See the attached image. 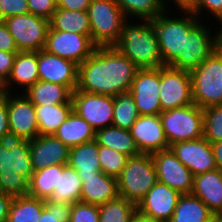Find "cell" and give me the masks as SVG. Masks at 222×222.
I'll return each instance as SVG.
<instances>
[{
  "label": "cell",
  "instance_id": "cell-13",
  "mask_svg": "<svg viewBox=\"0 0 222 222\" xmlns=\"http://www.w3.org/2000/svg\"><path fill=\"white\" fill-rule=\"evenodd\" d=\"M71 100L73 111L95 130L112 125L114 97L74 91Z\"/></svg>",
  "mask_w": 222,
  "mask_h": 222
},
{
  "label": "cell",
  "instance_id": "cell-28",
  "mask_svg": "<svg viewBox=\"0 0 222 222\" xmlns=\"http://www.w3.org/2000/svg\"><path fill=\"white\" fill-rule=\"evenodd\" d=\"M95 141L98 146L111 148L129 157L140 154L130 130L120 127L111 125L96 130Z\"/></svg>",
  "mask_w": 222,
  "mask_h": 222
},
{
  "label": "cell",
  "instance_id": "cell-16",
  "mask_svg": "<svg viewBox=\"0 0 222 222\" xmlns=\"http://www.w3.org/2000/svg\"><path fill=\"white\" fill-rule=\"evenodd\" d=\"M170 149L194 177L217 169L211 143L204 137L176 142Z\"/></svg>",
  "mask_w": 222,
  "mask_h": 222
},
{
  "label": "cell",
  "instance_id": "cell-5",
  "mask_svg": "<svg viewBox=\"0 0 222 222\" xmlns=\"http://www.w3.org/2000/svg\"><path fill=\"white\" fill-rule=\"evenodd\" d=\"M193 104L222 105V46L190 71Z\"/></svg>",
  "mask_w": 222,
  "mask_h": 222
},
{
  "label": "cell",
  "instance_id": "cell-44",
  "mask_svg": "<svg viewBox=\"0 0 222 222\" xmlns=\"http://www.w3.org/2000/svg\"><path fill=\"white\" fill-rule=\"evenodd\" d=\"M29 12L50 20L57 9V0H28Z\"/></svg>",
  "mask_w": 222,
  "mask_h": 222
},
{
  "label": "cell",
  "instance_id": "cell-45",
  "mask_svg": "<svg viewBox=\"0 0 222 222\" xmlns=\"http://www.w3.org/2000/svg\"><path fill=\"white\" fill-rule=\"evenodd\" d=\"M17 53L0 50V87L7 81Z\"/></svg>",
  "mask_w": 222,
  "mask_h": 222
},
{
  "label": "cell",
  "instance_id": "cell-24",
  "mask_svg": "<svg viewBox=\"0 0 222 222\" xmlns=\"http://www.w3.org/2000/svg\"><path fill=\"white\" fill-rule=\"evenodd\" d=\"M82 189L80 201L100 205L119 196L117 179L99 172L95 177L80 178Z\"/></svg>",
  "mask_w": 222,
  "mask_h": 222
},
{
  "label": "cell",
  "instance_id": "cell-37",
  "mask_svg": "<svg viewBox=\"0 0 222 222\" xmlns=\"http://www.w3.org/2000/svg\"><path fill=\"white\" fill-rule=\"evenodd\" d=\"M139 116L134 97L130 92L120 93L114 97L113 126L130 130Z\"/></svg>",
  "mask_w": 222,
  "mask_h": 222
},
{
  "label": "cell",
  "instance_id": "cell-34",
  "mask_svg": "<svg viewBox=\"0 0 222 222\" xmlns=\"http://www.w3.org/2000/svg\"><path fill=\"white\" fill-rule=\"evenodd\" d=\"M44 200L30 195L13 197L6 222H38Z\"/></svg>",
  "mask_w": 222,
  "mask_h": 222
},
{
  "label": "cell",
  "instance_id": "cell-41",
  "mask_svg": "<svg viewBox=\"0 0 222 222\" xmlns=\"http://www.w3.org/2000/svg\"><path fill=\"white\" fill-rule=\"evenodd\" d=\"M69 222H99V205L82 201L72 204Z\"/></svg>",
  "mask_w": 222,
  "mask_h": 222
},
{
  "label": "cell",
  "instance_id": "cell-10",
  "mask_svg": "<svg viewBox=\"0 0 222 222\" xmlns=\"http://www.w3.org/2000/svg\"><path fill=\"white\" fill-rule=\"evenodd\" d=\"M159 87L162 112L193 104L190 71L160 66Z\"/></svg>",
  "mask_w": 222,
  "mask_h": 222
},
{
  "label": "cell",
  "instance_id": "cell-18",
  "mask_svg": "<svg viewBox=\"0 0 222 222\" xmlns=\"http://www.w3.org/2000/svg\"><path fill=\"white\" fill-rule=\"evenodd\" d=\"M209 28L199 22L186 35L185 70L198 67L207 57L222 46V28L216 35H211Z\"/></svg>",
  "mask_w": 222,
  "mask_h": 222
},
{
  "label": "cell",
  "instance_id": "cell-30",
  "mask_svg": "<svg viewBox=\"0 0 222 222\" xmlns=\"http://www.w3.org/2000/svg\"><path fill=\"white\" fill-rule=\"evenodd\" d=\"M39 135H54L73 110L72 100L55 105H35Z\"/></svg>",
  "mask_w": 222,
  "mask_h": 222
},
{
  "label": "cell",
  "instance_id": "cell-14",
  "mask_svg": "<svg viewBox=\"0 0 222 222\" xmlns=\"http://www.w3.org/2000/svg\"><path fill=\"white\" fill-rule=\"evenodd\" d=\"M151 156L156 169L157 181L166 184L181 195L191 194L194 176L170 148L155 152Z\"/></svg>",
  "mask_w": 222,
  "mask_h": 222
},
{
  "label": "cell",
  "instance_id": "cell-27",
  "mask_svg": "<svg viewBox=\"0 0 222 222\" xmlns=\"http://www.w3.org/2000/svg\"><path fill=\"white\" fill-rule=\"evenodd\" d=\"M216 215L198 197L181 195L168 222H212Z\"/></svg>",
  "mask_w": 222,
  "mask_h": 222
},
{
  "label": "cell",
  "instance_id": "cell-2",
  "mask_svg": "<svg viewBox=\"0 0 222 222\" xmlns=\"http://www.w3.org/2000/svg\"><path fill=\"white\" fill-rule=\"evenodd\" d=\"M33 172L29 140L0 141V191L11 197L27 195Z\"/></svg>",
  "mask_w": 222,
  "mask_h": 222
},
{
  "label": "cell",
  "instance_id": "cell-38",
  "mask_svg": "<svg viewBox=\"0 0 222 222\" xmlns=\"http://www.w3.org/2000/svg\"><path fill=\"white\" fill-rule=\"evenodd\" d=\"M98 155L101 172L116 179L120 176L129 159V156L104 146H99Z\"/></svg>",
  "mask_w": 222,
  "mask_h": 222
},
{
  "label": "cell",
  "instance_id": "cell-33",
  "mask_svg": "<svg viewBox=\"0 0 222 222\" xmlns=\"http://www.w3.org/2000/svg\"><path fill=\"white\" fill-rule=\"evenodd\" d=\"M65 165H51L34 171L29 180L28 195L42 200L51 198L55 186H58L59 172Z\"/></svg>",
  "mask_w": 222,
  "mask_h": 222
},
{
  "label": "cell",
  "instance_id": "cell-43",
  "mask_svg": "<svg viewBox=\"0 0 222 222\" xmlns=\"http://www.w3.org/2000/svg\"><path fill=\"white\" fill-rule=\"evenodd\" d=\"M207 9L222 25V0H196L194 5L189 9L195 16L199 17L201 10Z\"/></svg>",
  "mask_w": 222,
  "mask_h": 222
},
{
  "label": "cell",
  "instance_id": "cell-53",
  "mask_svg": "<svg viewBox=\"0 0 222 222\" xmlns=\"http://www.w3.org/2000/svg\"><path fill=\"white\" fill-rule=\"evenodd\" d=\"M212 222H222V217L216 216V218Z\"/></svg>",
  "mask_w": 222,
  "mask_h": 222
},
{
  "label": "cell",
  "instance_id": "cell-25",
  "mask_svg": "<svg viewBox=\"0 0 222 222\" xmlns=\"http://www.w3.org/2000/svg\"><path fill=\"white\" fill-rule=\"evenodd\" d=\"M99 146L95 140L70 148L68 165L74 168L80 178L95 177L101 172Z\"/></svg>",
  "mask_w": 222,
  "mask_h": 222
},
{
  "label": "cell",
  "instance_id": "cell-21",
  "mask_svg": "<svg viewBox=\"0 0 222 222\" xmlns=\"http://www.w3.org/2000/svg\"><path fill=\"white\" fill-rule=\"evenodd\" d=\"M70 148L55 135H38L30 140L33 171L51 165H67Z\"/></svg>",
  "mask_w": 222,
  "mask_h": 222
},
{
  "label": "cell",
  "instance_id": "cell-52",
  "mask_svg": "<svg viewBox=\"0 0 222 222\" xmlns=\"http://www.w3.org/2000/svg\"><path fill=\"white\" fill-rule=\"evenodd\" d=\"M130 222H155L150 218L140 215L138 212L132 217Z\"/></svg>",
  "mask_w": 222,
  "mask_h": 222
},
{
  "label": "cell",
  "instance_id": "cell-12",
  "mask_svg": "<svg viewBox=\"0 0 222 222\" xmlns=\"http://www.w3.org/2000/svg\"><path fill=\"white\" fill-rule=\"evenodd\" d=\"M7 100L10 138L32 140L39 135L35 105L25 96L0 92Z\"/></svg>",
  "mask_w": 222,
  "mask_h": 222
},
{
  "label": "cell",
  "instance_id": "cell-40",
  "mask_svg": "<svg viewBox=\"0 0 222 222\" xmlns=\"http://www.w3.org/2000/svg\"><path fill=\"white\" fill-rule=\"evenodd\" d=\"M72 204L44 200V208L38 222H69Z\"/></svg>",
  "mask_w": 222,
  "mask_h": 222
},
{
  "label": "cell",
  "instance_id": "cell-8",
  "mask_svg": "<svg viewBox=\"0 0 222 222\" xmlns=\"http://www.w3.org/2000/svg\"><path fill=\"white\" fill-rule=\"evenodd\" d=\"M159 116L169 146L203 137V109L195 104L166 110Z\"/></svg>",
  "mask_w": 222,
  "mask_h": 222
},
{
  "label": "cell",
  "instance_id": "cell-4",
  "mask_svg": "<svg viewBox=\"0 0 222 222\" xmlns=\"http://www.w3.org/2000/svg\"><path fill=\"white\" fill-rule=\"evenodd\" d=\"M186 14L189 16L185 18H168L164 12L150 20L158 37L163 66L185 70L186 35L200 20L189 10Z\"/></svg>",
  "mask_w": 222,
  "mask_h": 222
},
{
  "label": "cell",
  "instance_id": "cell-48",
  "mask_svg": "<svg viewBox=\"0 0 222 222\" xmlns=\"http://www.w3.org/2000/svg\"><path fill=\"white\" fill-rule=\"evenodd\" d=\"M91 0H57V8L65 10L88 11Z\"/></svg>",
  "mask_w": 222,
  "mask_h": 222
},
{
  "label": "cell",
  "instance_id": "cell-6",
  "mask_svg": "<svg viewBox=\"0 0 222 222\" xmlns=\"http://www.w3.org/2000/svg\"><path fill=\"white\" fill-rule=\"evenodd\" d=\"M157 182L156 169L151 154L129 157L126 166L117 178L120 197L136 205Z\"/></svg>",
  "mask_w": 222,
  "mask_h": 222
},
{
  "label": "cell",
  "instance_id": "cell-11",
  "mask_svg": "<svg viewBox=\"0 0 222 222\" xmlns=\"http://www.w3.org/2000/svg\"><path fill=\"white\" fill-rule=\"evenodd\" d=\"M96 47L87 35L54 30L50 26L43 50L79 66L94 52Z\"/></svg>",
  "mask_w": 222,
  "mask_h": 222
},
{
  "label": "cell",
  "instance_id": "cell-15",
  "mask_svg": "<svg viewBox=\"0 0 222 222\" xmlns=\"http://www.w3.org/2000/svg\"><path fill=\"white\" fill-rule=\"evenodd\" d=\"M160 67L138 68L131 83L130 93L134 97L139 115H160L159 98Z\"/></svg>",
  "mask_w": 222,
  "mask_h": 222
},
{
  "label": "cell",
  "instance_id": "cell-49",
  "mask_svg": "<svg viewBox=\"0 0 222 222\" xmlns=\"http://www.w3.org/2000/svg\"><path fill=\"white\" fill-rule=\"evenodd\" d=\"M13 197L0 191V222H6Z\"/></svg>",
  "mask_w": 222,
  "mask_h": 222
},
{
  "label": "cell",
  "instance_id": "cell-17",
  "mask_svg": "<svg viewBox=\"0 0 222 222\" xmlns=\"http://www.w3.org/2000/svg\"><path fill=\"white\" fill-rule=\"evenodd\" d=\"M181 194L157 181L137 204V212L155 222H168Z\"/></svg>",
  "mask_w": 222,
  "mask_h": 222
},
{
  "label": "cell",
  "instance_id": "cell-47",
  "mask_svg": "<svg viewBox=\"0 0 222 222\" xmlns=\"http://www.w3.org/2000/svg\"><path fill=\"white\" fill-rule=\"evenodd\" d=\"M0 50L14 53L19 52L14 38L7 29L3 20H0Z\"/></svg>",
  "mask_w": 222,
  "mask_h": 222
},
{
  "label": "cell",
  "instance_id": "cell-3",
  "mask_svg": "<svg viewBox=\"0 0 222 222\" xmlns=\"http://www.w3.org/2000/svg\"><path fill=\"white\" fill-rule=\"evenodd\" d=\"M128 20L123 24L119 41L114 47L138 68L163 66L158 37L150 20L138 25L128 24Z\"/></svg>",
  "mask_w": 222,
  "mask_h": 222
},
{
  "label": "cell",
  "instance_id": "cell-23",
  "mask_svg": "<svg viewBox=\"0 0 222 222\" xmlns=\"http://www.w3.org/2000/svg\"><path fill=\"white\" fill-rule=\"evenodd\" d=\"M39 81L38 51H19L14 59L7 81L0 87V92L9 93L12 83L23 86L25 90Z\"/></svg>",
  "mask_w": 222,
  "mask_h": 222
},
{
  "label": "cell",
  "instance_id": "cell-9",
  "mask_svg": "<svg viewBox=\"0 0 222 222\" xmlns=\"http://www.w3.org/2000/svg\"><path fill=\"white\" fill-rule=\"evenodd\" d=\"M19 51H40L46 43L50 21L31 13L3 20Z\"/></svg>",
  "mask_w": 222,
  "mask_h": 222
},
{
  "label": "cell",
  "instance_id": "cell-42",
  "mask_svg": "<svg viewBox=\"0 0 222 222\" xmlns=\"http://www.w3.org/2000/svg\"><path fill=\"white\" fill-rule=\"evenodd\" d=\"M28 13V0H0V20Z\"/></svg>",
  "mask_w": 222,
  "mask_h": 222
},
{
  "label": "cell",
  "instance_id": "cell-19",
  "mask_svg": "<svg viewBox=\"0 0 222 222\" xmlns=\"http://www.w3.org/2000/svg\"><path fill=\"white\" fill-rule=\"evenodd\" d=\"M39 80L66 86L72 93L78 85V65L57 55L38 51Z\"/></svg>",
  "mask_w": 222,
  "mask_h": 222
},
{
  "label": "cell",
  "instance_id": "cell-7",
  "mask_svg": "<svg viewBox=\"0 0 222 222\" xmlns=\"http://www.w3.org/2000/svg\"><path fill=\"white\" fill-rule=\"evenodd\" d=\"M91 39L97 47L114 46L126 17L115 0H91L88 8Z\"/></svg>",
  "mask_w": 222,
  "mask_h": 222
},
{
  "label": "cell",
  "instance_id": "cell-1",
  "mask_svg": "<svg viewBox=\"0 0 222 222\" xmlns=\"http://www.w3.org/2000/svg\"><path fill=\"white\" fill-rule=\"evenodd\" d=\"M138 67L114 46L96 47L78 66L75 91L115 97L129 92Z\"/></svg>",
  "mask_w": 222,
  "mask_h": 222
},
{
  "label": "cell",
  "instance_id": "cell-22",
  "mask_svg": "<svg viewBox=\"0 0 222 222\" xmlns=\"http://www.w3.org/2000/svg\"><path fill=\"white\" fill-rule=\"evenodd\" d=\"M192 195L201 199L216 215L222 217V171L215 169L194 177Z\"/></svg>",
  "mask_w": 222,
  "mask_h": 222
},
{
  "label": "cell",
  "instance_id": "cell-20",
  "mask_svg": "<svg viewBox=\"0 0 222 222\" xmlns=\"http://www.w3.org/2000/svg\"><path fill=\"white\" fill-rule=\"evenodd\" d=\"M130 132L140 153L153 154L170 148L159 115H140Z\"/></svg>",
  "mask_w": 222,
  "mask_h": 222
},
{
  "label": "cell",
  "instance_id": "cell-39",
  "mask_svg": "<svg viewBox=\"0 0 222 222\" xmlns=\"http://www.w3.org/2000/svg\"><path fill=\"white\" fill-rule=\"evenodd\" d=\"M203 114V137L210 143L222 141V105L206 107Z\"/></svg>",
  "mask_w": 222,
  "mask_h": 222
},
{
  "label": "cell",
  "instance_id": "cell-36",
  "mask_svg": "<svg viewBox=\"0 0 222 222\" xmlns=\"http://www.w3.org/2000/svg\"><path fill=\"white\" fill-rule=\"evenodd\" d=\"M137 213V205L118 196L99 205V222H130Z\"/></svg>",
  "mask_w": 222,
  "mask_h": 222
},
{
  "label": "cell",
  "instance_id": "cell-29",
  "mask_svg": "<svg viewBox=\"0 0 222 222\" xmlns=\"http://www.w3.org/2000/svg\"><path fill=\"white\" fill-rule=\"evenodd\" d=\"M25 91L23 94L34 105L67 103L72 96V92L66 86L42 80L37 81Z\"/></svg>",
  "mask_w": 222,
  "mask_h": 222
},
{
  "label": "cell",
  "instance_id": "cell-31",
  "mask_svg": "<svg viewBox=\"0 0 222 222\" xmlns=\"http://www.w3.org/2000/svg\"><path fill=\"white\" fill-rule=\"evenodd\" d=\"M82 181L77 171L68 164L59 172L58 186L49 200L59 203L74 204L80 201Z\"/></svg>",
  "mask_w": 222,
  "mask_h": 222
},
{
  "label": "cell",
  "instance_id": "cell-51",
  "mask_svg": "<svg viewBox=\"0 0 222 222\" xmlns=\"http://www.w3.org/2000/svg\"><path fill=\"white\" fill-rule=\"evenodd\" d=\"M162 1L165 4V7H168L167 0ZM195 1L196 0H173V3H175V5H177V7H179L184 14L186 10H189L194 5Z\"/></svg>",
  "mask_w": 222,
  "mask_h": 222
},
{
  "label": "cell",
  "instance_id": "cell-26",
  "mask_svg": "<svg viewBox=\"0 0 222 222\" xmlns=\"http://www.w3.org/2000/svg\"><path fill=\"white\" fill-rule=\"evenodd\" d=\"M96 130L72 110L54 134L69 148L95 140Z\"/></svg>",
  "mask_w": 222,
  "mask_h": 222
},
{
  "label": "cell",
  "instance_id": "cell-32",
  "mask_svg": "<svg viewBox=\"0 0 222 222\" xmlns=\"http://www.w3.org/2000/svg\"><path fill=\"white\" fill-rule=\"evenodd\" d=\"M54 30L75 32L91 38V28L87 11L65 10L57 8L49 20Z\"/></svg>",
  "mask_w": 222,
  "mask_h": 222
},
{
  "label": "cell",
  "instance_id": "cell-50",
  "mask_svg": "<svg viewBox=\"0 0 222 222\" xmlns=\"http://www.w3.org/2000/svg\"><path fill=\"white\" fill-rule=\"evenodd\" d=\"M217 169L222 171V141L211 143Z\"/></svg>",
  "mask_w": 222,
  "mask_h": 222
},
{
  "label": "cell",
  "instance_id": "cell-35",
  "mask_svg": "<svg viewBox=\"0 0 222 222\" xmlns=\"http://www.w3.org/2000/svg\"><path fill=\"white\" fill-rule=\"evenodd\" d=\"M126 19L129 16L144 20H152L166 12L162 0H115Z\"/></svg>",
  "mask_w": 222,
  "mask_h": 222
},
{
  "label": "cell",
  "instance_id": "cell-46",
  "mask_svg": "<svg viewBox=\"0 0 222 222\" xmlns=\"http://www.w3.org/2000/svg\"><path fill=\"white\" fill-rule=\"evenodd\" d=\"M10 138L7 100L0 93V141Z\"/></svg>",
  "mask_w": 222,
  "mask_h": 222
}]
</instances>
